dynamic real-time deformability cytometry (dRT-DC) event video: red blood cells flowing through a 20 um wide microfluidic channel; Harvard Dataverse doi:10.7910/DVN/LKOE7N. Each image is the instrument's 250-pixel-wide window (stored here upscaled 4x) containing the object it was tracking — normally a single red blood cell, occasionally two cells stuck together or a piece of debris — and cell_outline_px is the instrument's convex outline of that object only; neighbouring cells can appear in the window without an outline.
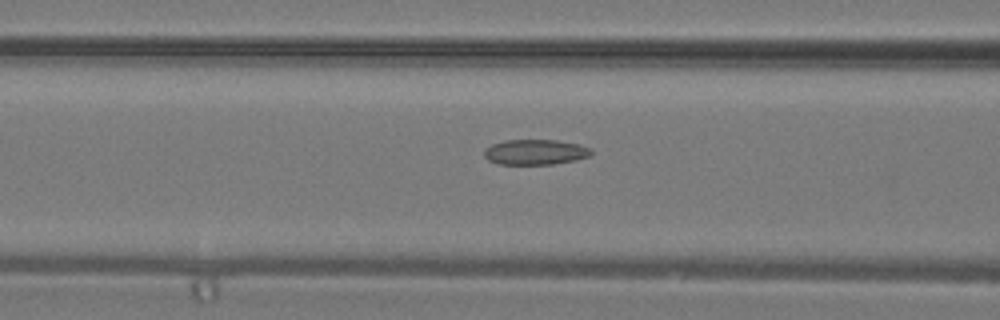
{"species": "common noctule bat (a hibernating species)", "species_latin": "Nyctalus noctula", "temperature_condition": "warm", "stored_images_in_passage": 30, "camera_frame_rate_fps": 3000, "um_per_image_px": 0.085, "animal": {"sex": "male", "body_mass_g": 19.2, "forearm_length_mm": 51.8}, "frame": {"image": 1, "passage_image": 15, "time_ms": 4.667, "image_size_px": [1000, 320], "cell_outline_px": [[592, 156], [576, 160], [552, 164], [496, 164], [488, 160], [484, 156], [484, 148], [492, 144], [504, 140], [556, 140], [580, 144], [592, 148]], "centroid_in_image_um": [45.51, 12.92], "position_along_channel_um": 121.1, "area_um2": 16.01}}
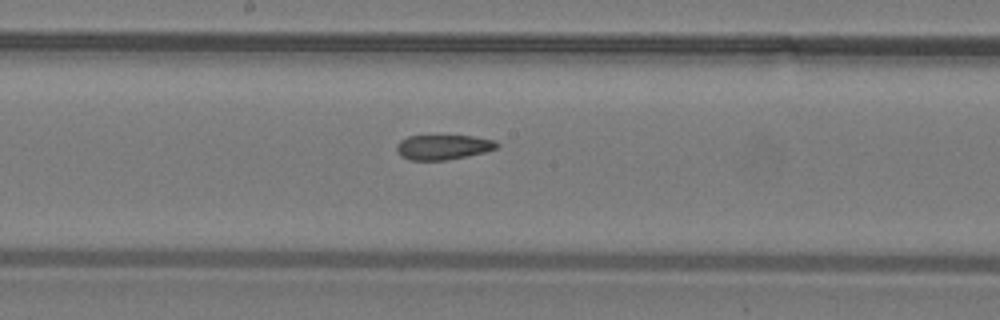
{"frame": {"image": 2, "passage_image": 20, "time_ms": 6.333, "image_size_px": [1000, 320], "cell_outline_px": [[500, 144], [496, 148], [484, 152], [468, 156], [448, 160], [412, 160], [400, 156], [396, 152], [396, 144], [400, 140], [408, 136], [472, 136], [496, 140]], "centroid_in_image_um": [37.65, 12.51], "position_along_channel_um": 210.5, "area_um2": 14.62}}
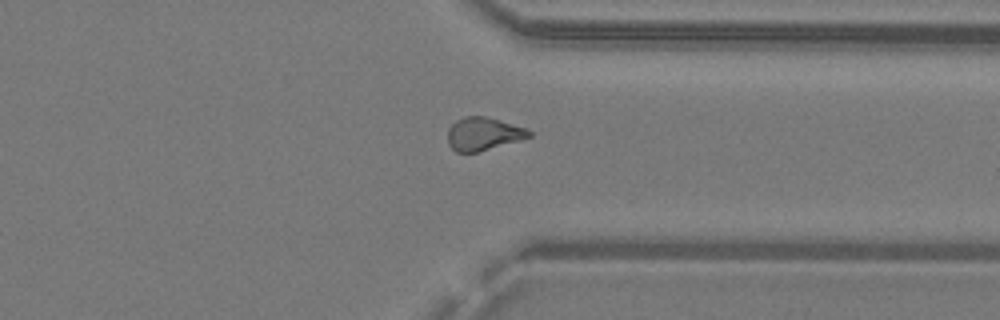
{"frame": {"image": 3, "passage_image": 29, "time_ms": 9.333, "image_size_px": [1000, 320], "cell_outline_px": [[532, 136], [520, 140], [476, 152], [456, 152], [448, 144], [448, 128], [456, 120], [464, 116], [484, 116], [528, 128], [532, 132]], "centroid_in_image_um": [41.09, 11.37], "position_along_channel_um": 370.3, "area_um2": 15.61}}